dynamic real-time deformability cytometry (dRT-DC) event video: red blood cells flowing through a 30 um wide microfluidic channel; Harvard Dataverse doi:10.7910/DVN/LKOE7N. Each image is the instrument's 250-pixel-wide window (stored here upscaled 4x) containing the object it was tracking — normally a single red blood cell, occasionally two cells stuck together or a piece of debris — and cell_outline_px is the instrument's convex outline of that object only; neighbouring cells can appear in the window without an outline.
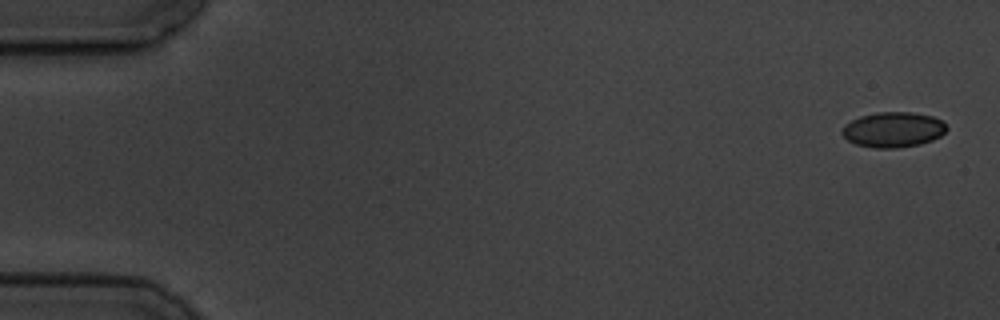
{"species": "common noctule bat (a hibernating species)", "species_latin": "Nyctalus noctula", "temperature_condition": "cold", "stored_images_in_passage": 10, "camera_frame_rate_fps": 3000, "um_per_image_px": 0.085, "animal": {"sex": "male", "body_mass_g": 19.5, "forearm_length_mm": 54.6}, "frame": {"image": 1, "passage_image": 1, "time_ms": 0.0, "image_size_px": [1000, 320], "cell_outline_px": [[948, 128], [940, 136], [932, 140], [920, 144], [896, 148], [876, 148], [856, 144], [848, 140], [840, 132], [844, 124], [860, 116], [876, 112], [912, 112], [932, 116], [940, 120]], "centroid_in_image_um": [75.9, 11.01], "position_along_channel_um": 9.1, "area_um2": 21.44}}
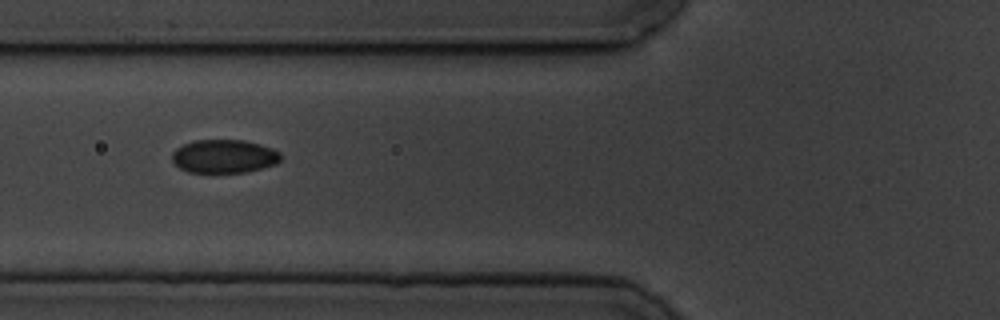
{"frame": {"image": 2, "passage_image": 7, "time_ms": 6.667, "image_size_px": [1000, 320], "cell_outline_px": [[280, 160], [276, 164], [244, 172], [188, 172], [180, 168], [172, 160], [172, 152], [176, 148], [184, 144], [196, 140], [244, 140], [260, 144], [272, 148], [280, 152]], "centroid_in_image_um": [19.04, 13.28], "position_along_channel_um": 106.8, "area_um2": 21.04}}
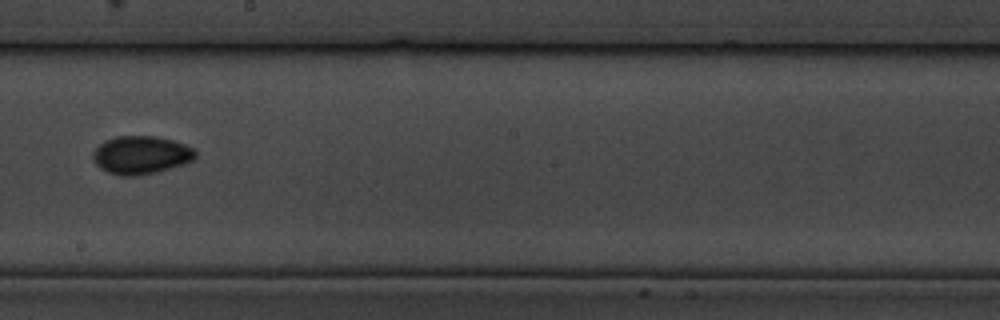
{"frame": {"image": 3, "passage_image": 10, "time_ms": 10.333, "image_size_px": [1000, 320], "cell_outline_px": [[196, 156], [192, 160], [184, 164], [156, 172], [136, 176], [120, 176], [108, 172], [100, 168], [96, 164], [92, 156], [96, 148], [100, 144], [116, 136], [156, 136], [172, 140], [184, 144], [192, 148], [196, 152]], "centroid_in_image_um": [11.98, 13.18], "position_along_channel_um": 236.2, "area_um2": 22.6}}